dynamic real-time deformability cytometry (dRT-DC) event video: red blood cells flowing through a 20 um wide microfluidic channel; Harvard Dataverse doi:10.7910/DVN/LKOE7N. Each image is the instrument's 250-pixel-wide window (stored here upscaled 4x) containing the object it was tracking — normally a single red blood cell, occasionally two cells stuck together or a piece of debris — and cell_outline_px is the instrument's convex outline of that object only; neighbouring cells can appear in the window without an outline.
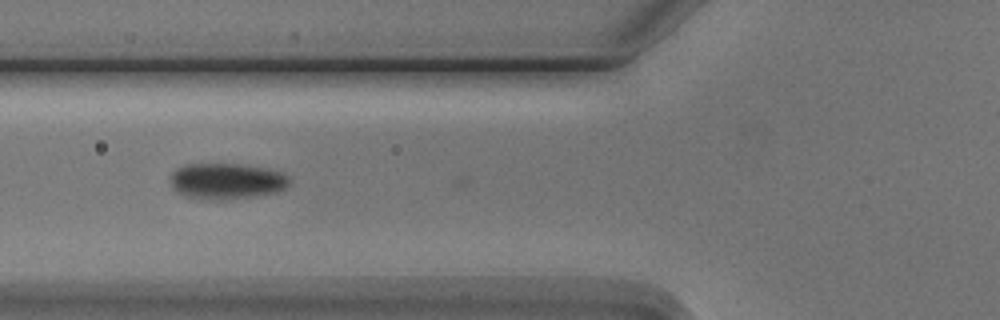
{"species": "Egyptian fruit bat (a non-hibernating species)", "species_latin": "Rousettus aegyptiacus", "temperature_condition": "cold", "stored_images_in_passage": 10, "camera_frame_rate_fps": 3000, "um_per_image_px": 0.085, "animal": {"sex": "male"}, "frame": {"image": 1, "passage_image": 5, "time_ms": 4.667, "image_size_px": [1000, 320], "cell_outline_px": [[288, 184], [280, 192], [232, 200], [204, 200], [184, 196], [176, 192], [172, 188], [172, 172], [176, 168], [188, 164], [240, 164], [264, 168], [280, 172], [288, 176]], "centroid_in_image_um": [19.24, 15.42], "position_along_channel_um": 106.6, "area_um2": 25.2}}
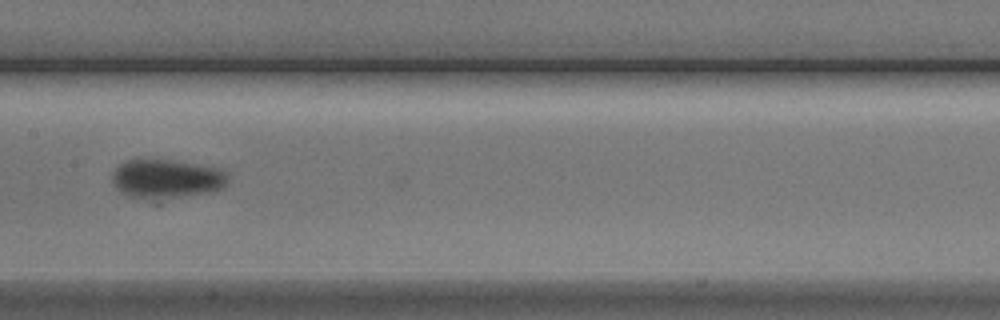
{"frame": {"image": 2, "passage_image": 7, "time_ms": 7.0, "image_size_px": [1000, 320], "cell_outline_px": [[228, 180], [224, 188], [208, 192], [156, 204], [128, 196], [120, 192], [116, 188], [112, 180], [112, 172], [120, 164], [136, 156], [148, 156], [220, 168], [228, 176]], "centroid_in_image_um": [14.09, 15.23], "position_along_channel_um": 193.3, "area_um2": 28.21}}
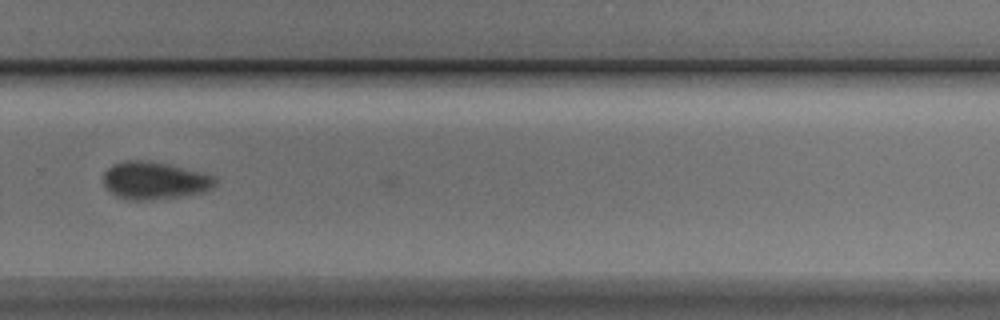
{"frame": {"image": 3, "passage_image": 10, "time_ms": 10.333, "image_size_px": [1000, 320], "cell_outline_px": [[216, 184], [212, 188], [200, 192], [176, 196], [140, 200], [132, 200], [116, 196], [108, 192], [104, 184], [104, 172], [112, 164], [124, 160], [148, 160], [168, 164], [204, 172], [216, 176]], "centroid_in_image_um": [13.11, 15.31], "position_along_channel_um": 316.7, "area_um2": 24.39}}